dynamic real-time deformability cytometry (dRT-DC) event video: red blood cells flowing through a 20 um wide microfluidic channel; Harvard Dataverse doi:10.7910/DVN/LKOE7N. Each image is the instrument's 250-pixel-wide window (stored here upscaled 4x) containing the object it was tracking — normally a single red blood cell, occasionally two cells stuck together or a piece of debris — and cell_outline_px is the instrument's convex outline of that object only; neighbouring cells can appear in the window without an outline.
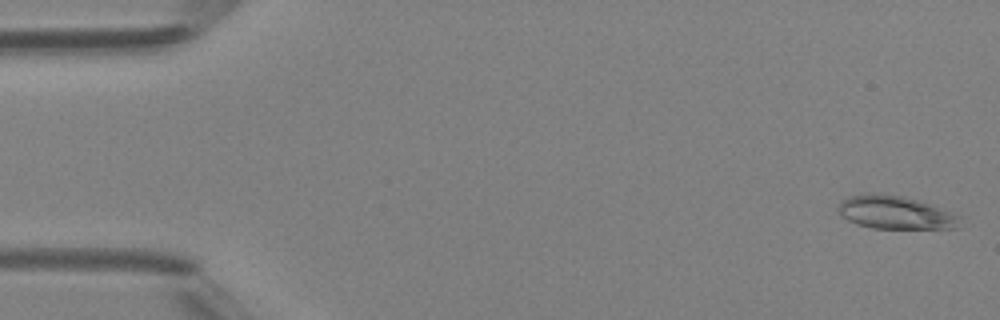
{"species": "Egyptian fruit bat (a non-hibernating species)", "species_latin": "Rousettus aegyptiacus", "temperature_condition": "room temperature", "stored_images_in_passage": 5, "camera_frame_rate_fps": 3000, "um_per_image_px": 0.085, "animal": {"sex": "female"}, "frame": {"image": 1, "passage_image": 1, "time_ms": 0.0, "image_size_px": [1000, 320], "cell_outline_px": [[960, 228], [872, 228], [856, 224], [840, 216], [836, 208], [840, 200], [848, 196], [868, 192], [872, 192], [904, 196], [928, 204], [960, 216]], "centroid_in_image_um": [76.01, 18.05], "position_along_channel_um": 9.0, "area_um2": 23.64}}
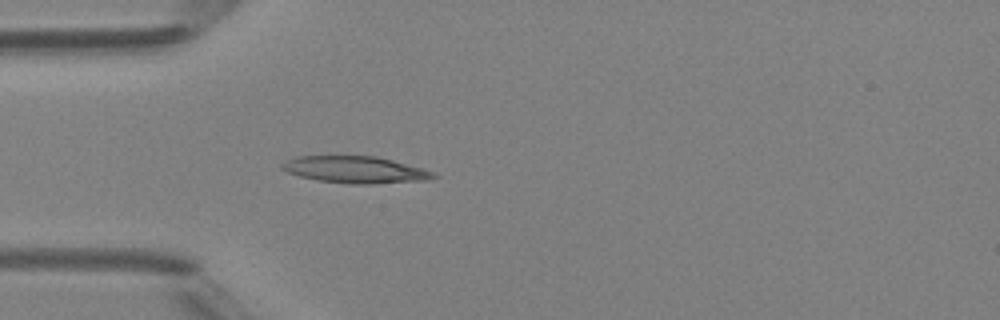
{"frame": {"image": 2, "passage_image": 5, "time_ms": 4.333, "image_size_px": [1000, 320], "cell_outline_px": [[440, 176], [428, 180], [368, 184], [352, 184], [316, 180], [300, 176], [288, 172], [280, 168], [280, 164], [296, 156], [376, 156], [424, 168]], "centroid_in_image_um": [30.21, 14.42], "position_along_channel_um": 54.8, "area_um2": 23.7}}